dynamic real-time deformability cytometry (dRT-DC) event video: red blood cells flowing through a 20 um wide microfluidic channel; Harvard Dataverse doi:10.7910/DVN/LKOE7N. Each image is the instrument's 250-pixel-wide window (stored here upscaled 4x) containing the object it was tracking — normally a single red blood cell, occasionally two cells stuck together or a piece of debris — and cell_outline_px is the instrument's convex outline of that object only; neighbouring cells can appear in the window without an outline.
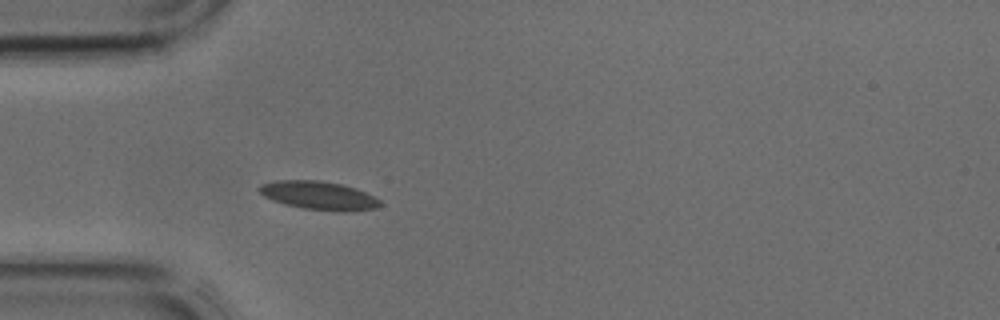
{"species": "common noctule bat (a hibernating species)", "species_latin": "Nyctalus noctula", "temperature_condition": "cold", "stored_images_in_passage": 29, "camera_frame_rate_fps": 3000, "um_per_image_px": 0.085, "animal": {"sex": "male", "body_mass_g": 17.9, "forearm_length_mm": 54.2}, "frame": {"image": 1, "passage_image": 5, "time_ms": 1.333, "image_size_px": [1000, 320], "cell_outline_px": [[384, 204], [376, 208], [344, 212], [304, 208], [284, 204], [272, 200], [264, 196], [256, 188], [260, 184], [272, 180], [320, 180], [340, 184], [356, 188], [380, 200]], "centroid_in_image_um": [27.07, 16.61], "position_along_channel_um": 57.9, "area_um2": 20.11}}
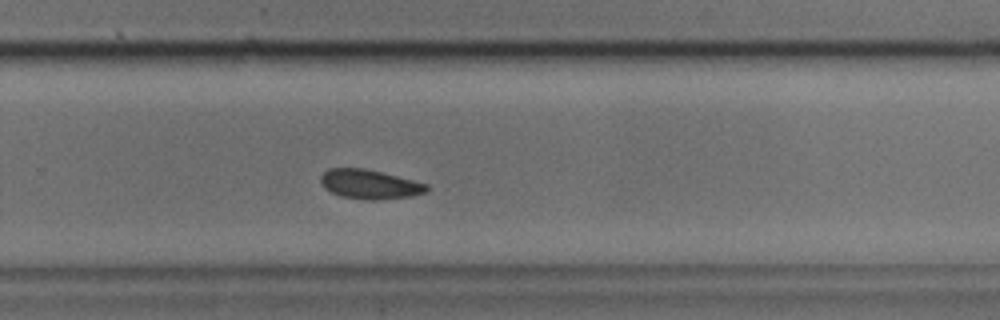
{"frame": {"image": 2, "passage_image": 21, "time_ms": 6.667, "image_size_px": [1000, 320], "cell_outline_px": [[428, 188], [424, 192], [412, 196], [380, 200], [368, 200], [340, 196], [324, 188], [320, 180], [320, 176], [328, 168], [364, 168], [428, 184]], "centroid_in_image_um": [31.38, 15.67], "position_along_channel_um": 298.4, "area_um2": 17.98}}